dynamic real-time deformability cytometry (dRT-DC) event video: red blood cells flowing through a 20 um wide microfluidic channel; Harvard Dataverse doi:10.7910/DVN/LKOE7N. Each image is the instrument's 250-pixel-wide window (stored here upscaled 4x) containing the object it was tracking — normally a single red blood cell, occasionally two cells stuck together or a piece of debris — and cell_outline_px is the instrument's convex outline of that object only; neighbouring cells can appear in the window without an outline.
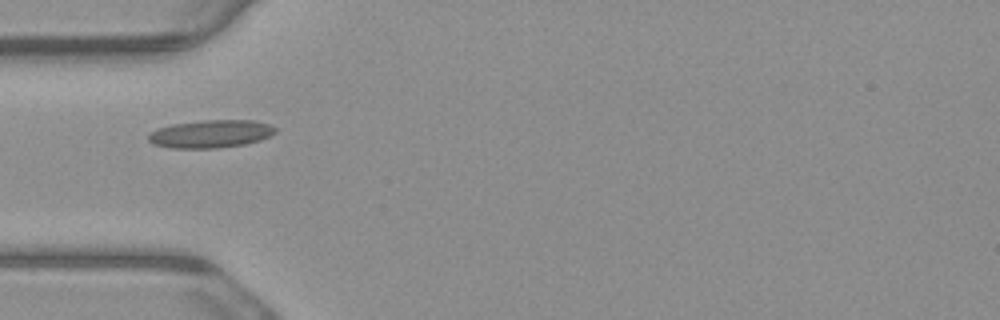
{"species": "common noctule bat (a hibernating species)", "species_latin": "Nyctalus noctula", "temperature_condition": "warm", "stored_images_in_passage": 5, "camera_frame_rate_fps": 3000, "um_per_image_px": 0.085, "animal": {"sex": "male", "body_mass_g": 23.1, "forearm_length_mm": 52.7}, "frame": {"image": 1, "passage_image": 1, "time_ms": 0.0, "image_size_px": [1000, 320], "cell_outline_px": [[276, 132], [260, 140], [244, 144], [216, 148], [172, 148], [152, 144], [148, 140], [148, 136], [156, 128], [172, 124], [204, 120], [252, 120], [268, 124], [276, 128]], "centroid_in_image_um": [17.88, 11.38], "position_along_channel_um": 67.1, "area_um2": 20.52}}
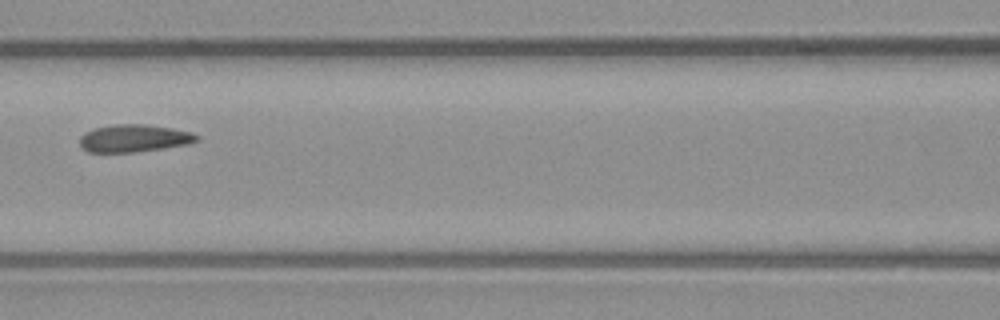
{"frame": {"image": 2, "passage_image": 3, "time_ms": 0.667, "image_size_px": [1000, 320], "cell_outline_px": [[200, 140], [192, 144], [136, 152], [88, 152], [80, 148], [80, 136], [84, 132], [96, 128], [116, 124], [144, 124], [172, 128], [192, 132], [200, 136]], "centroid_in_image_um": [11.43, 11.76], "position_along_channel_um": 155.2, "area_um2": 19.02}}
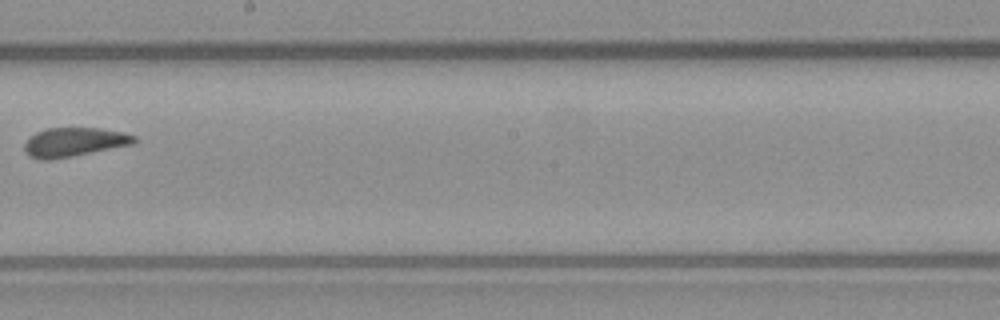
{"frame": {"image": 3, "passage_image": 5, "time_ms": 1.333, "image_size_px": [1000, 320], "cell_outline_px": [[136, 140], [132, 144], [72, 156], [48, 160], [40, 160], [28, 156], [24, 152], [24, 144], [36, 132], [48, 128], [100, 128], [124, 132], [136, 136]], "centroid_in_image_um": [6.28, 12.08], "position_along_channel_um": 241.9, "area_um2": 18.44}}